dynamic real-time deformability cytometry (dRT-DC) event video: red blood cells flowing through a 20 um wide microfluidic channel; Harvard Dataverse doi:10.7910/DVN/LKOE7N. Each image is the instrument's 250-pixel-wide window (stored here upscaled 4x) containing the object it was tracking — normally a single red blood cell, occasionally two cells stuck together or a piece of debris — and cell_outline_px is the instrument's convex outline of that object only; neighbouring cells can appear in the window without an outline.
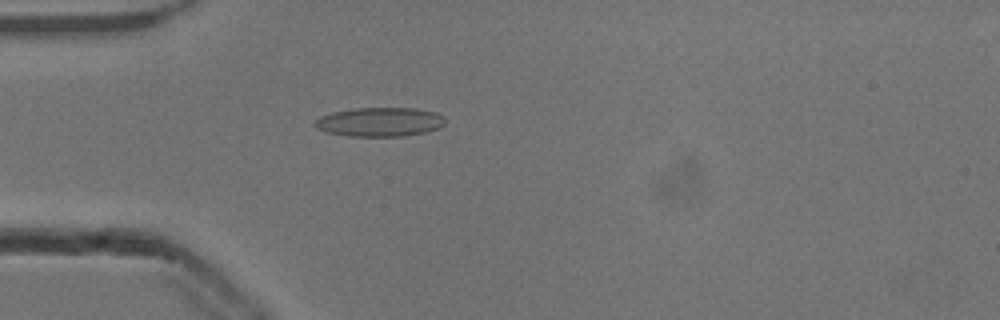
{"species": "common noctule bat (a hibernating species)", "species_latin": "Nyctalus noctula", "temperature_condition": "cold", "stored_images_in_passage": 53, "camera_frame_rate_fps": 3000, "um_per_image_px": 0.085, "animal": {"sex": "male", "body_mass_g": 13.3}, "frame": {"image": 1, "passage_image": 15, "time_ms": 4.667, "image_size_px": [1000, 320], "cell_outline_px": [[448, 120], [440, 128], [424, 132], [400, 136], [348, 136], [328, 132], [316, 128], [312, 124], [320, 116], [332, 112], [356, 108], [416, 108], [436, 112], [444, 116]], "centroid_in_image_um": [32.31, 10.36], "position_along_channel_um": 52.7, "area_um2": 22.2}}
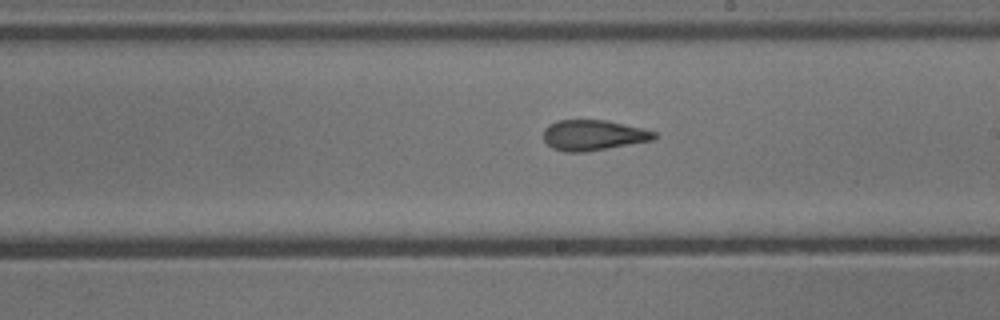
{"frame": {"image": 2, "passage_image": 30, "time_ms": 9.667, "image_size_px": [1000, 320], "cell_outline_px": [[656, 140], [584, 152], [564, 152], [552, 148], [544, 140], [544, 128], [548, 124], [556, 120], [604, 120], [624, 124], [656, 132]], "centroid_in_image_um": [50.41, 11.49], "position_along_channel_um": 238.6, "area_um2": 19.71}}
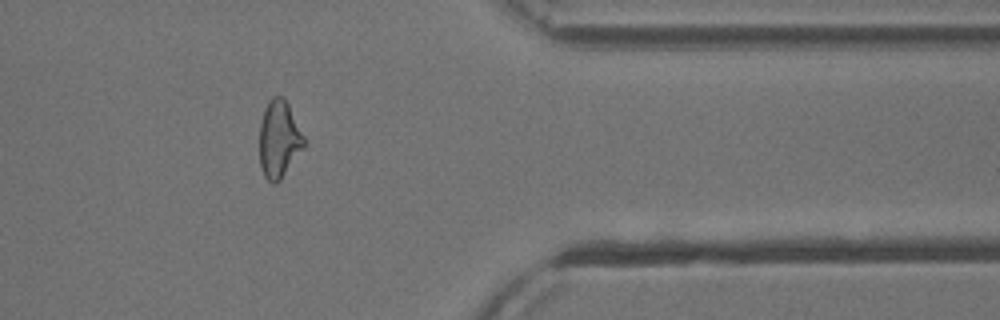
{"frame": {"image": 3, "passage_image": 43, "time_ms": 14.0, "image_size_px": [1000, 320], "cell_outline_px": [[304, 144], [280, 180], [276, 184], [272, 184], [264, 176], [260, 164], [260, 124], [264, 108], [268, 100], [272, 96], [284, 96], [304, 136]], "centroid_in_image_um": [23.68, 11.8], "position_along_channel_um": 387.7, "area_um2": 19.71}, "authors_computed_cell_mechanics": {"area_um2": 20.519, "velocity_mm_per_s": 3.8594, "shape_relaxation_time_tau1_ms": null, "shape_relaxation_time_tau2_ms": 3.1235, "deformation_change_tau1": null, "deformation_change_tau2": 0.107}}